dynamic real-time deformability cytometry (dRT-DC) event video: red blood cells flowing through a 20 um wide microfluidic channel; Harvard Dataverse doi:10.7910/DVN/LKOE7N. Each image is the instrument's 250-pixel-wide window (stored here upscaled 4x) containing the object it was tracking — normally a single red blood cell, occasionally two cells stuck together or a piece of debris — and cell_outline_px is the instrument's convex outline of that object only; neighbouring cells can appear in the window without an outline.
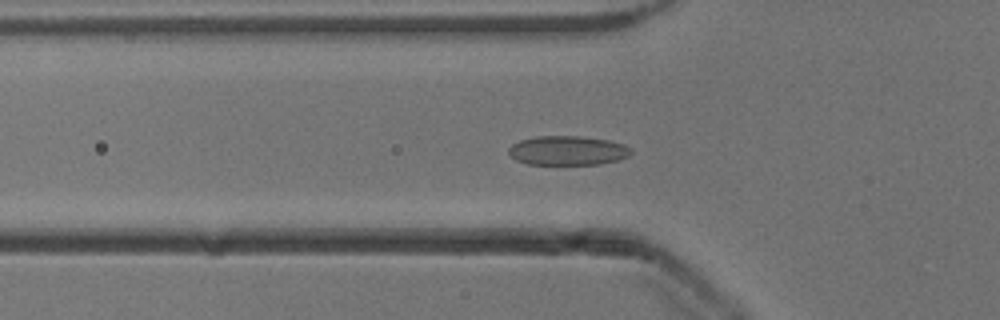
{"species": "common noctule bat (a hibernating species)", "species_latin": "Nyctalus noctula", "temperature_condition": "cold", "stored_images_in_passage": 53, "camera_frame_rate_fps": 3000, "um_per_image_px": 0.085, "animal": {"sex": "male", "body_mass_g": 13.3}, "frame": {"image": 1, "passage_image": 18, "time_ms": 5.667, "image_size_px": [1000, 320], "cell_outline_px": [[632, 152], [628, 156], [620, 160], [600, 164], [528, 164], [516, 160], [508, 152], [508, 148], [512, 144], [520, 140], [536, 136], [580, 136], [608, 140], [624, 144], [632, 148]], "centroid_in_image_um": [48.27, 12.79], "position_along_channel_um": 77.5, "area_um2": 20.98}}
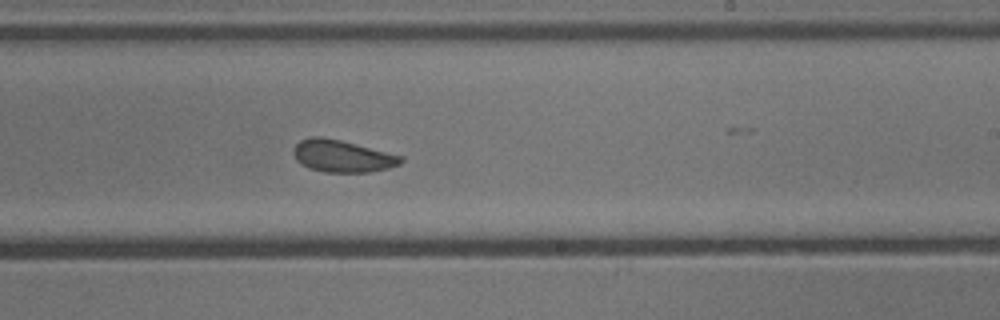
{"frame": {"image": 2, "passage_image": 32, "time_ms": 10.333, "image_size_px": [1000, 320], "cell_outline_px": [[404, 160], [400, 164], [388, 168], [368, 172], [324, 172], [308, 168], [300, 164], [296, 160], [292, 152], [292, 148], [300, 140], [312, 136], [320, 136], [340, 140], [404, 156]], "centroid_in_image_um": [29.06, 13.27], "position_along_channel_um": 259.9, "area_um2": 20.23}}
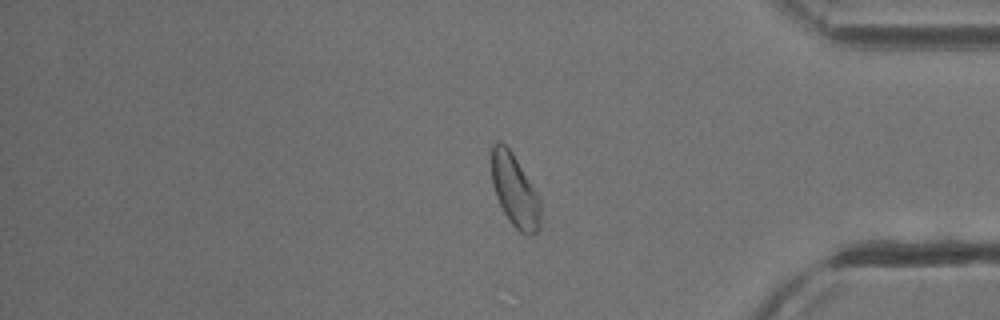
{"frame": {"image": 3, "passage_image": 44, "time_ms": 14.333, "image_size_px": [1000, 320], "cell_outline_px": [[540, 228], [536, 232], [520, 232], [512, 224], [504, 212], [496, 196], [492, 184], [492, 144], [496, 140], [500, 140], [512, 152], [540, 196]], "centroid_in_image_um": [43.76, 16.15], "position_along_channel_um": 391.4, "area_um2": 20.52}, "authors_computed_cell_mechanics": {"area_um2": 21.0392, "velocity_mm_per_s": 3.8882, "shape_relaxation_time_tau1_ms": 2.8545, "shape_relaxation_time_tau2_ms": 1.5106, "deformation_change_tau1": 0.0773, "deformation_change_tau2": 0.0636}}